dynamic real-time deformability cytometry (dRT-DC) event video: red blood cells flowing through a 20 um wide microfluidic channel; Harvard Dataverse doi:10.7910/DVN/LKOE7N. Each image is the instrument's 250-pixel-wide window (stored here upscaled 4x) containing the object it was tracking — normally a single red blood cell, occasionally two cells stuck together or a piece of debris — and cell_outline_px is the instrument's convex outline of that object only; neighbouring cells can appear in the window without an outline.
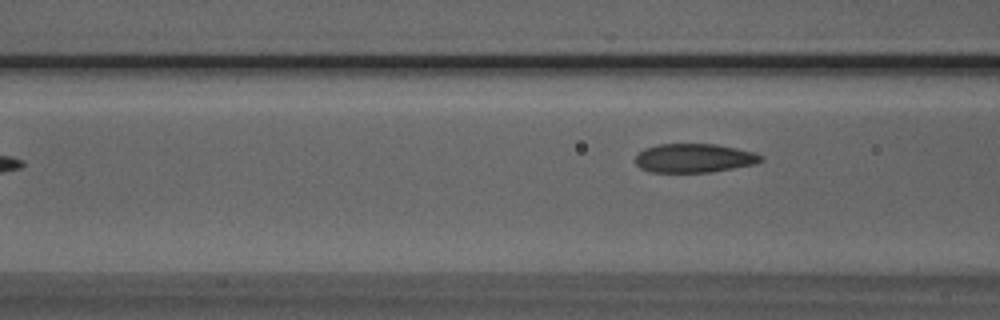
{"species": "Egyptian fruit bat (a non-hibernating species)", "species_latin": "Rousettus aegyptiacus", "temperature_condition": "room temperature", "stored_images_in_passage": 7, "camera_frame_rate_fps": 3000, "um_per_image_px": 0.085, "animal": {"sex": "male"}, "frame": {"image": 1, "passage_image": 7, "time_ms": 2.0, "image_size_px": [1000, 320], "cell_outline_px": [[764, 160], [756, 164], [712, 172], [652, 172], [640, 168], [636, 164], [636, 156], [644, 148], [660, 144], [716, 144], [756, 152], [764, 156]], "centroid_in_image_um": [59.06, 13.44], "position_along_channel_um": 107.5, "area_um2": 21.27}}